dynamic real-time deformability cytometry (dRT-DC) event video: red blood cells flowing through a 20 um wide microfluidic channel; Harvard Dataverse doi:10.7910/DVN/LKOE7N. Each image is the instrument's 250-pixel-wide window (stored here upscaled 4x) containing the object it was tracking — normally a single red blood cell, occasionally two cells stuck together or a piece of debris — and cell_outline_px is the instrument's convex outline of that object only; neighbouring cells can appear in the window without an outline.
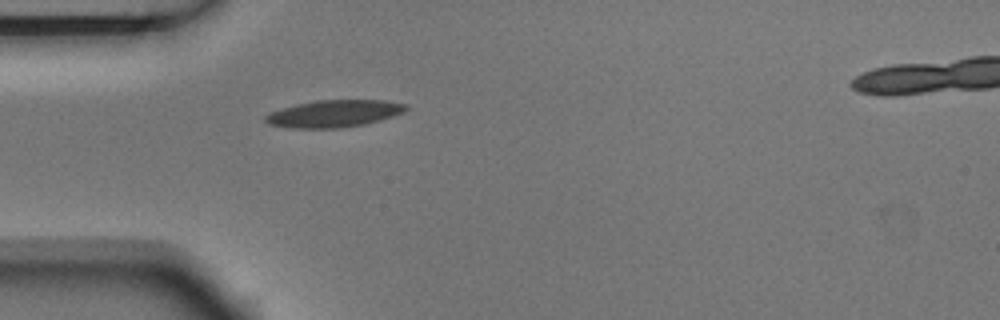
{"species": "Egyptian fruit bat (a non-hibernating species)", "species_latin": "Rousettus aegyptiacus", "temperature_condition": "room temperature", "stored_images_in_passage": 4, "camera_frame_rate_fps": 3000, "um_per_image_px": 0.085, "animal": {"sex": "male"}, "frame": {"image": 1, "passage_image": 4, "time_ms": 1.0, "image_size_px": [1000, 320], "cell_outline_px": [[408, 108], [404, 112], [380, 120], [364, 124], [336, 128], [288, 128], [268, 124], [264, 120], [264, 116], [268, 112], [296, 104], [316, 100], [384, 100], [408, 104]], "centroid_in_image_um": [28.36, 9.65], "position_along_channel_um": 56.6, "area_um2": 22.31}}